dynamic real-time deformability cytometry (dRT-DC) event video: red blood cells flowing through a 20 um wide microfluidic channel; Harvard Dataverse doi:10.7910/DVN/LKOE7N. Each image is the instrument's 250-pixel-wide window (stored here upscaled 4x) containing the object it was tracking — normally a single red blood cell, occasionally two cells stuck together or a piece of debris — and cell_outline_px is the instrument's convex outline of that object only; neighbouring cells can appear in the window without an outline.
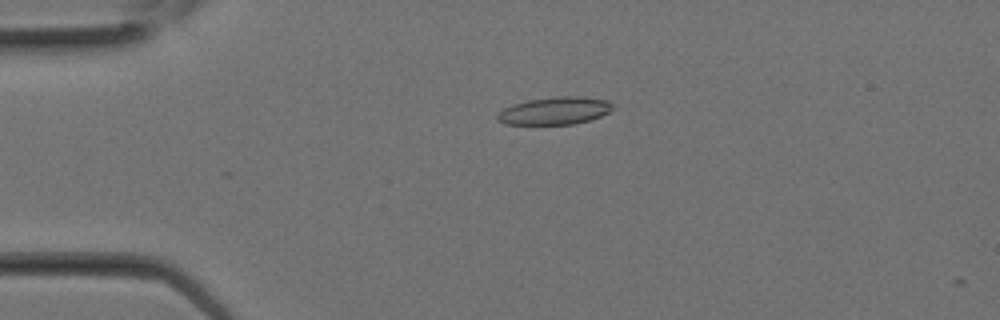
{"species": "Egyptian fruit bat (a non-hibernating species)", "species_latin": "Rousettus aegyptiacus", "temperature_condition": "room temperature", "stored_images_in_passage": 5, "camera_frame_rate_fps": 3000, "um_per_image_px": 0.085, "animal": {"sex": "female"}, "frame": {"image": 1, "passage_image": 3, "time_ms": 0.667, "image_size_px": [1000, 320], "cell_outline_px": [[612, 108], [608, 112], [600, 116], [588, 120], [572, 124], [504, 124], [496, 120], [496, 116], [504, 108], [512, 104], [528, 100], [556, 96], [580, 96], [608, 100], [612, 104]], "centroid_in_image_um": [47.12, 9.41], "position_along_channel_um": 37.9, "area_um2": 18.44}}